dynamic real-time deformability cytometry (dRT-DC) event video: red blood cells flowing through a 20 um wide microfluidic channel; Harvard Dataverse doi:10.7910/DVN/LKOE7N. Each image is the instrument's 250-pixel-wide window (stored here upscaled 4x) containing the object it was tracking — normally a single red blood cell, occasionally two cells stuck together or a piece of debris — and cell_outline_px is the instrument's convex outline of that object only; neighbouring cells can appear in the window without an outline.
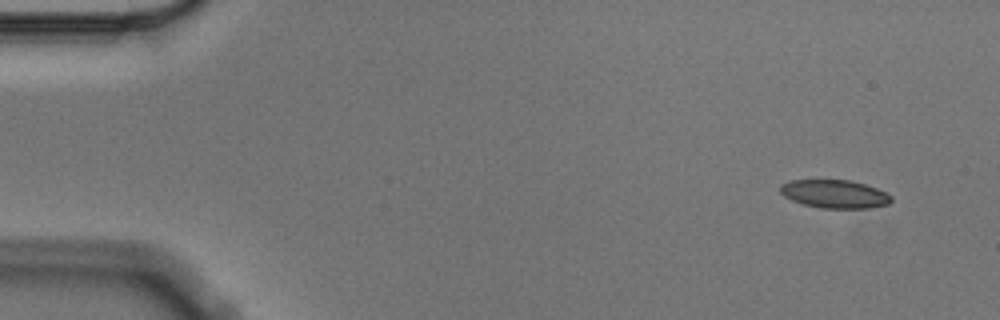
{"species": "Egyptian fruit bat (a non-hibernating species)", "species_latin": "Rousettus aegyptiacus", "temperature_condition": "cold", "stored_images_in_passage": 4, "camera_frame_rate_fps": 3000, "um_per_image_px": 0.085, "animal": {"sex": "male"}, "frame": {"image": 1, "passage_image": 1, "time_ms": 0.0, "image_size_px": [1000, 320], "cell_outline_px": [[892, 200], [888, 204], [868, 208], [820, 208], [804, 204], [792, 200], [784, 196], [780, 192], [780, 184], [792, 180], [848, 180], [864, 184], [876, 188], [892, 196]], "centroid_in_image_um": [70.93, 16.49], "position_along_channel_um": 14.1, "area_um2": 18.15}}
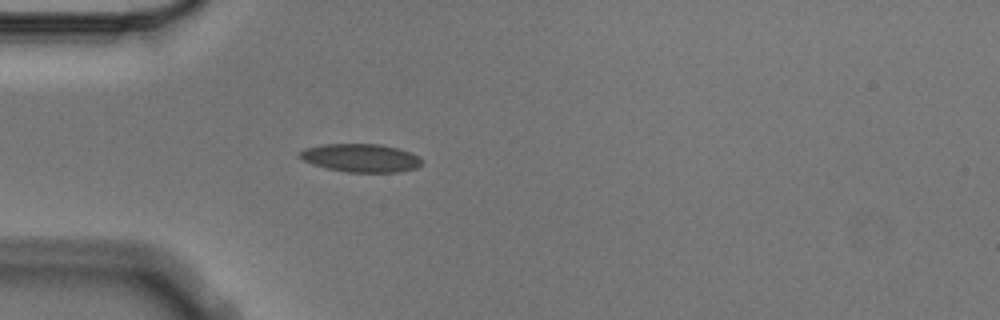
{"frame": {"image": 2, "passage_image": 4, "time_ms": 1.0, "image_size_px": [1000, 320], "cell_outline_px": [[424, 160], [416, 168], [400, 172], [348, 172], [328, 168], [312, 164], [304, 160], [300, 156], [300, 152], [304, 148], [324, 144], [380, 144], [400, 148], [420, 156]], "centroid_in_image_um": [30.73, 13.42], "position_along_channel_um": 54.3, "area_um2": 20.11}}